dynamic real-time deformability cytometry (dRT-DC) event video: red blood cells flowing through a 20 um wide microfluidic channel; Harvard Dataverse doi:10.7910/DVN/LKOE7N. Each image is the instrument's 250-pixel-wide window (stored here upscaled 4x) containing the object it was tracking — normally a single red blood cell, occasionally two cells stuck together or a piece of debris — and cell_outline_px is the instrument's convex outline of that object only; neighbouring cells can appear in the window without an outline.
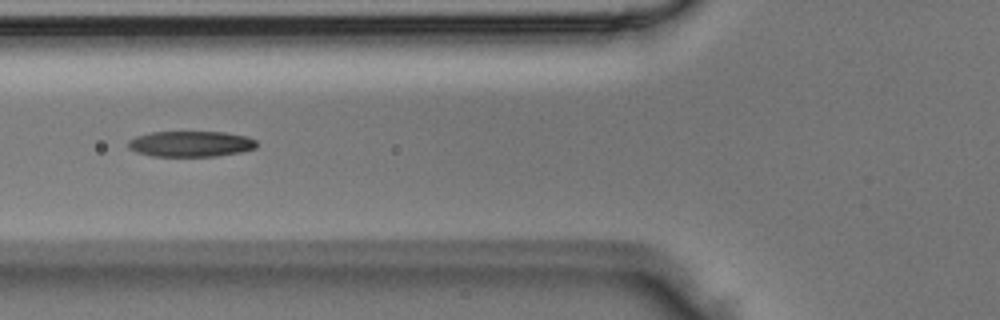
{"species": "Egyptian fruit bat (a non-hibernating species)", "species_latin": "Rousettus aegyptiacus", "temperature_condition": "room temperature", "stored_images_in_passage": 3, "camera_frame_rate_fps": 3000, "um_per_image_px": 0.085, "animal": {"sex": "male"}, "frame": {"image": 1, "passage_image": 2, "time_ms": 0.333, "image_size_px": [1000, 320], "cell_outline_px": [[256, 148], [240, 152], [216, 156], [152, 156], [136, 152], [128, 148], [128, 140], [136, 136], [152, 132], [224, 132], [248, 136], [256, 140]], "centroid_in_image_um": [16.21, 12.23], "position_along_channel_um": 109.6, "area_um2": 19.31}}
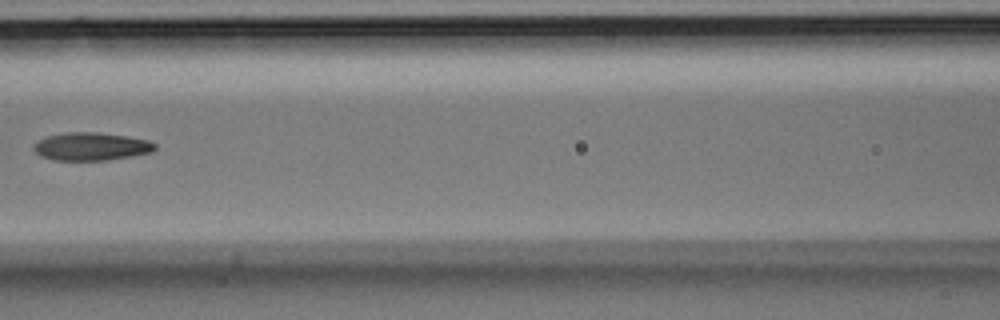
{"frame": {"image": 2, "passage_image": 3, "time_ms": 0.667, "image_size_px": [1000, 320], "cell_outline_px": [[156, 148], [152, 152], [132, 156], [108, 160], [56, 160], [40, 156], [32, 148], [32, 144], [36, 140], [48, 136], [64, 132], [96, 132], [128, 136], [148, 140], [156, 144]], "centroid_in_image_um": [7.73, 12.44], "position_along_channel_um": 158.9, "area_um2": 19.94}}